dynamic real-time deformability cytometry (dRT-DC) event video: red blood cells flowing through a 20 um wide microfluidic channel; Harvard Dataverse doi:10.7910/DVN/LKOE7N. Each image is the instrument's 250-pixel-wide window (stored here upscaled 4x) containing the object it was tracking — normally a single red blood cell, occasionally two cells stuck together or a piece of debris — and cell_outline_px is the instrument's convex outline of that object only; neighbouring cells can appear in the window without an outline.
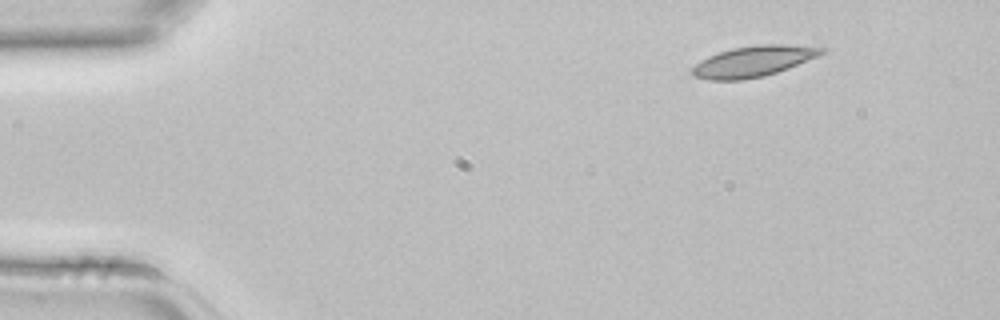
{"species": "common noctule bat (a hibernating species)", "species_latin": "Nyctalus noctula", "temperature_condition": "room temperature", "stored_images_in_passage": 4, "camera_frame_rate_fps": 3000, "um_per_image_px": 0.085, "animal": {"sex": "female", "body_mass_g": 22.7, "forearm_length_mm": 54.2}, "frame": {"image": 1, "passage_image": 1, "time_ms": 0.0, "image_size_px": [1000, 320], "cell_outline_px": [[828, 52], [788, 68], [764, 76], [744, 80], [708, 80], [692, 76], [692, 68], [700, 60], [708, 56], [732, 48], [760, 44], [784, 44], [828, 48]], "centroid_in_image_um": [64.05, 5.21], "position_along_channel_um": 21.0, "area_um2": 23.29}}
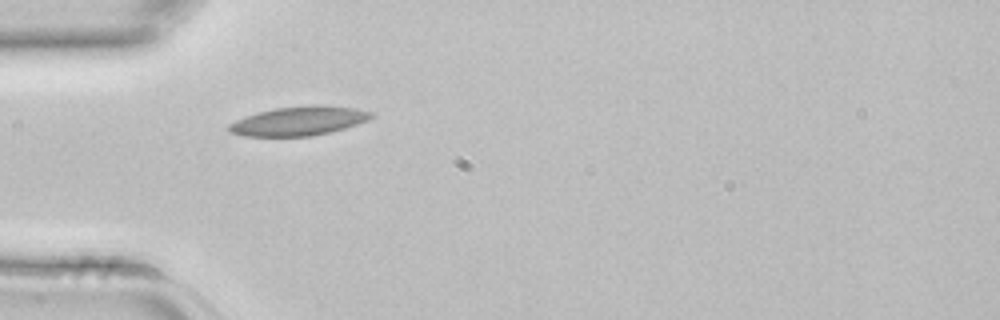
{"frame": {"image": 2, "passage_image": 3, "time_ms": 0.667, "image_size_px": [1000, 320], "cell_outline_px": [[376, 116], [368, 120], [344, 128], [312, 136], [244, 136], [228, 132], [228, 124], [236, 120], [260, 112], [276, 108], [316, 104], [356, 108], [376, 112]], "centroid_in_image_um": [25.45, 10.28], "position_along_channel_um": 59.5, "area_um2": 24.1}}